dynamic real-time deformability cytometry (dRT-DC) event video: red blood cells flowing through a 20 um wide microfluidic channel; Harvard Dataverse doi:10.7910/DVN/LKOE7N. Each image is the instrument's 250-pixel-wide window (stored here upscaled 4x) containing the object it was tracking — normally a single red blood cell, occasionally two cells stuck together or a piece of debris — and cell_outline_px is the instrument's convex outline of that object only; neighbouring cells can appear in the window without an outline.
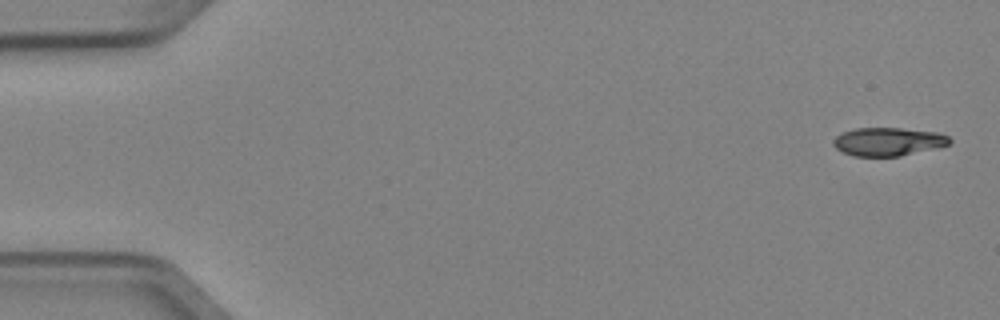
{"species": "Egyptian fruit bat (a non-hibernating species)", "species_latin": "Rousettus aegyptiacus", "temperature_condition": "cold", "stored_images_in_passage": 4, "camera_frame_rate_fps": 3000, "um_per_image_px": 0.085, "animal": {"sex": "female"}, "frame": {"image": 1, "passage_image": 1, "time_ms": 0.0, "image_size_px": [1000, 320], "cell_outline_px": [[952, 140], [948, 144], [936, 148], [900, 156], [852, 156], [836, 148], [832, 144], [832, 140], [836, 136], [844, 132], [856, 128], [900, 128], [936, 132], [948, 136]], "centroid_in_image_um": [75.47, 12.04], "position_along_channel_um": 9.5, "area_um2": 19.07}}
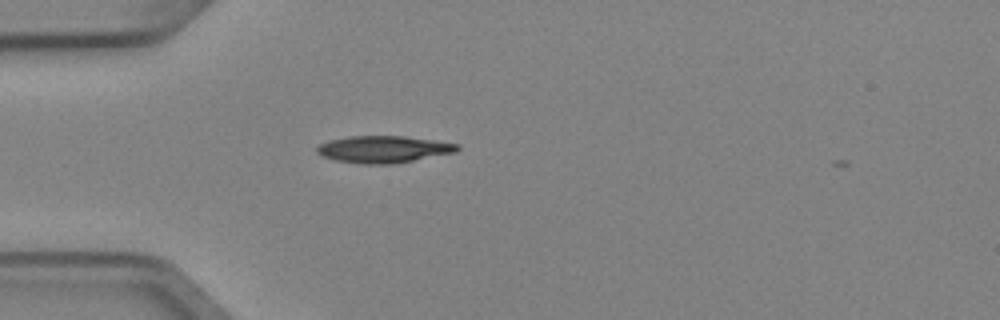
{"frame": {"image": 2, "passage_image": 4, "time_ms": 1.0, "image_size_px": [1000, 320], "cell_outline_px": [[460, 148], [456, 152], [392, 164], [364, 164], [336, 160], [324, 156], [316, 152], [316, 148], [320, 144], [328, 140], [348, 136], [404, 136], [460, 144]], "centroid_in_image_um": [32.6, 12.68], "position_along_channel_um": 52.4, "area_um2": 21.91}}